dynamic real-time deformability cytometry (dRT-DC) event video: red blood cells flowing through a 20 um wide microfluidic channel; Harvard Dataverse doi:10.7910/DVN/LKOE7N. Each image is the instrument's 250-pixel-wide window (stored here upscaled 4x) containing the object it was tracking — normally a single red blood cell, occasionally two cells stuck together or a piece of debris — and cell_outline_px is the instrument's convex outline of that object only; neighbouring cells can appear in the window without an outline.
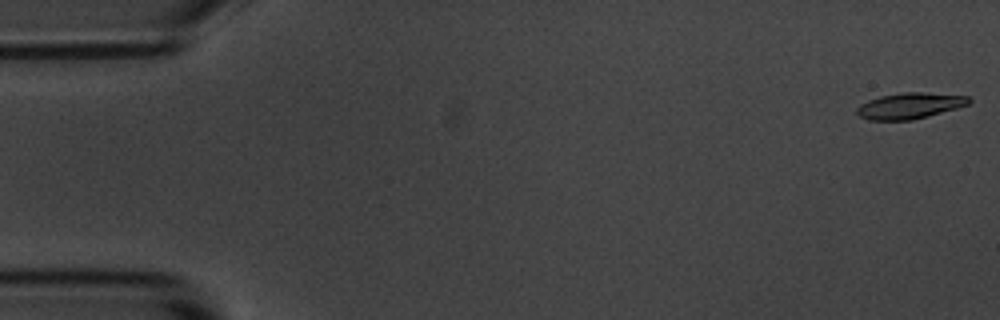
{"species": "common noctule bat (a hibernating species)", "species_latin": "Nyctalus noctula", "temperature_condition": "room temperature", "stored_images_in_passage": 55, "camera_frame_rate_fps": 3000, "um_per_image_px": 0.085, "animal": {"sex": "male", "body_mass_g": 20.1, "forearm_length_mm": 53.5}, "frame": {"image": 1, "passage_image": 1, "time_ms": 0.0, "image_size_px": [1000, 320], "cell_outline_px": [[972, 100], [968, 104], [956, 108], [928, 116], [912, 120], [868, 120], [860, 116], [856, 112], [856, 108], [860, 104], [868, 100], [880, 96], [904, 92], [924, 92], [968, 96]], "centroid_in_image_um": [77.31, 8.99], "position_along_channel_um": 7.7, "area_um2": 16.94}}
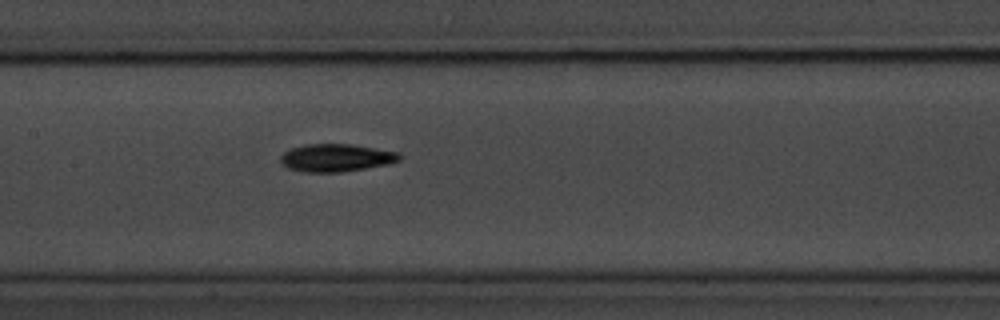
{"frame": {"image": 2, "passage_image": 26, "time_ms": 8.333, "image_size_px": [1000, 320], "cell_outline_px": [[404, 156], [400, 160], [388, 164], [340, 172], [304, 172], [288, 168], [280, 164], [280, 156], [284, 152], [292, 148], [304, 144], [352, 144], [400, 152]], "centroid_in_image_um": [28.58, 13.4], "position_along_channel_um": 178.8, "area_um2": 19.36}}
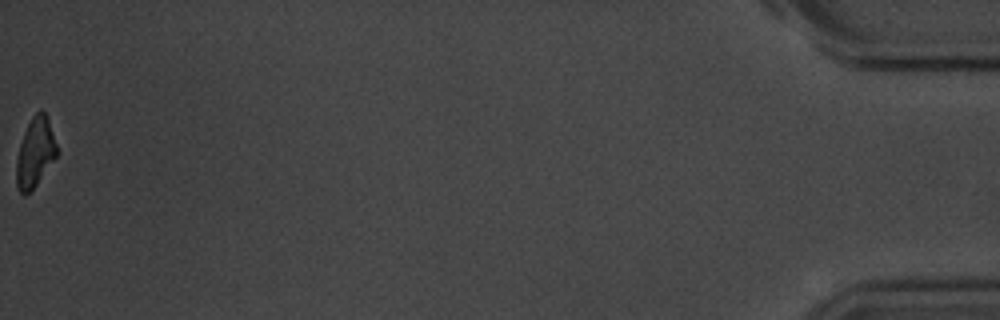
{"frame": {"image": 3, "passage_image": 55, "time_ms": 18.0, "image_size_px": [1000, 320], "cell_outline_px": [[60, 152], [36, 184], [24, 196], [16, 188], [16, 160], [20, 144], [24, 132], [32, 116], [40, 108], [44, 112], [48, 120]], "centroid_in_image_um": [2.99, 12.96], "position_along_channel_um": 432.2, "area_um2": 16.36}, "authors_computed_cell_mechanics": {"area_um2": 17.918, "velocity_mm_per_s": 3.6595, "shape_relaxation_time_tau1_ms": 3.8242, "shape_relaxation_time_tau2_ms": 8.1032, "deformation_change_tau1": 0.1571, "deformation_change_tau2": 0.1459}}